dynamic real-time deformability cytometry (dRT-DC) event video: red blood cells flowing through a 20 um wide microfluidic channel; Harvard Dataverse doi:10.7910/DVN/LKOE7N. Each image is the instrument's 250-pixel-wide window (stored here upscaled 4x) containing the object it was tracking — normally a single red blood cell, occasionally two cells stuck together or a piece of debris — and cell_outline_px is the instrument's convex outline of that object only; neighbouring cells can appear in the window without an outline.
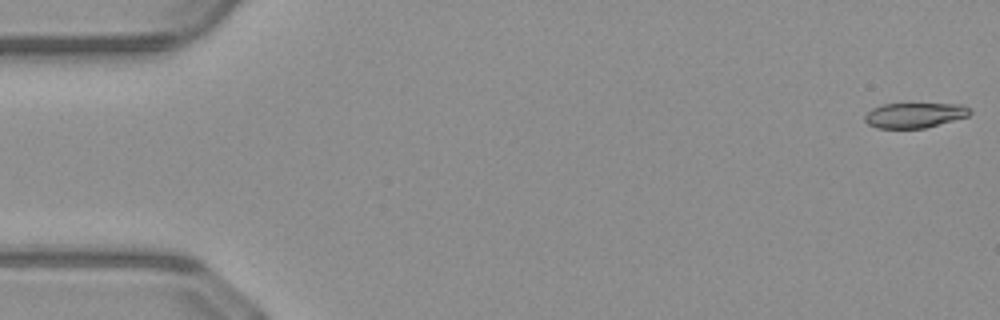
{"species": "common noctule bat (a hibernating species)", "species_latin": "Nyctalus noctula", "temperature_condition": "warm", "stored_images_in_passage": 44, "camera_frame_rate_fps": 3000, "um_per_image_px": 0.085, "animal": {"sex": "male", "body_mass_g": 23.1, "forearm_length_mm": 52.7}, "frame": {"image": 1, "passage_image": 1, "time_ms": 0.0, "image_size_px": [1000, 320], "cell_outline_px": [[972, 112], [968, 116], [924, 128], [876, 128], [868, 124], [864, 120], [864, 116], [872, 108], [884, 104], [964, 104], [972, 108]], "centroid_in_image_um": [77.76, 9.79], "position_along_channel_um": 7.2, "area_um2": 15.37}}
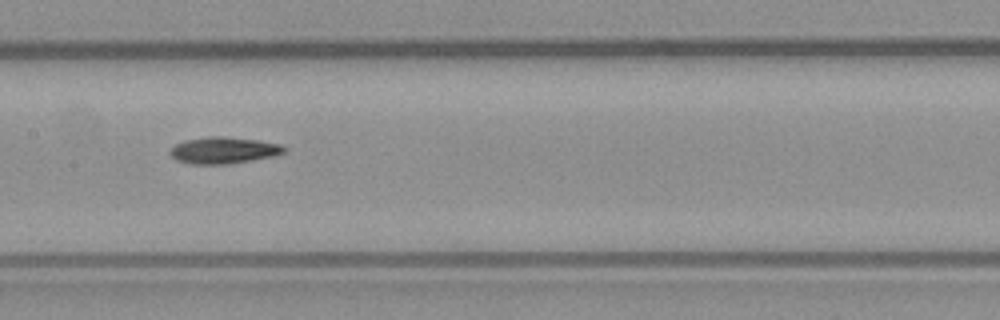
{"frame": {"image": 2, "passage_image": 25, "time_ms": 8.0, "image_size_px": [1000, 320], "cell_outline_px": [[288, 148], [284, 152], [272, 156], [252, 160], [228, 164], [188, 164], [176, 160], [168, 152], [176, 144], [184, 140], [208, 136], [224, 136], [256, 140], [280, 144]], "centroid_in_image_um": [18.98, 12.77], "position_along_channel_um": 188.4, "area_um2": 17.69}}
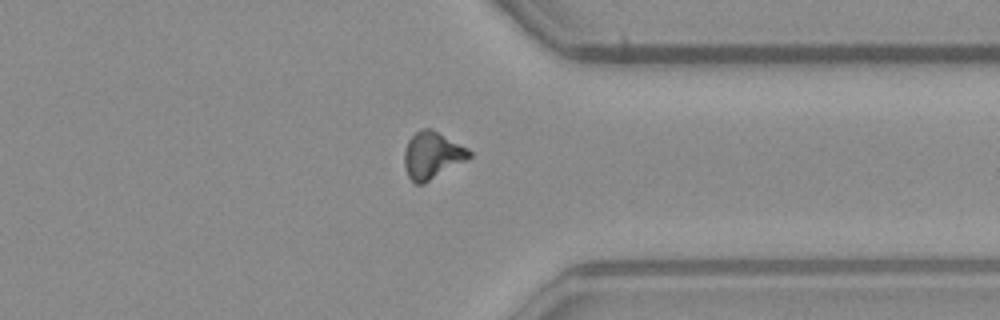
{"frame": {"image": 3, "passage_image": 39, "time_ms": 12.667, "image_size_px": [1000, 320], "cell_outline_px": [[472, 156], [468, 160], [424, 184], [416, 184], [408, 176], [404, 168], [404, 152], [408, 140], [420, 128], [432, 128], [468, 148], [472, 152]], "centroid_in_image_um": [36.75, 13.2], "position_along_channel_um": 374.6, "area_um2": 18.09}}